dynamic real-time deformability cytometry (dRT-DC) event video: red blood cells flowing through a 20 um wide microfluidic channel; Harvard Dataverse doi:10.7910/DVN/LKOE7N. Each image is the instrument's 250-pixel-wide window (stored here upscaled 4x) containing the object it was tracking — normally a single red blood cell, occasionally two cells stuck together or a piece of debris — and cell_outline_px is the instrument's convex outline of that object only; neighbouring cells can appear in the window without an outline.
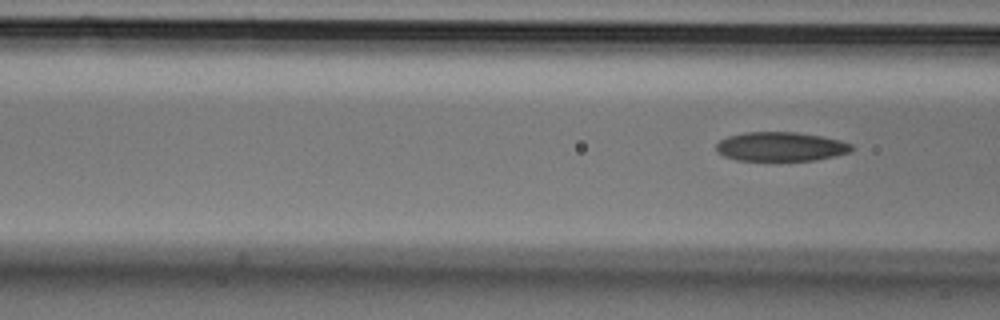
{"species": "Egyptian fruit bat (a non-hibernating species)", "species_latin": "Rousettus aegyptiacus", "temperature_condition": "cold", "stored_images_in_passage": 6, "segment_of_instrument_passage": [2, 2], "camera_frame_rate_fps": 3000, "um_per_image_px": 0.085, "animal": {"sex": "male"}, "frame": {"image": 1, "passage_image": 6, "time_ms": 1.667, "image_size_px": [1000, 320], "cell_outline_px": [[856, 148], [848, 152], [816, 160], [736, 160], [724, 156], [716, 152], [716, 144], [720, 140], [728, 136], [744, 132], [796, 132], [820, 136], [840, 140], [852, 144]], "centroid_in_image_um": [66.34, 12.45], "position_along_channel_um": 100.3, "area_um2": 22.95}}